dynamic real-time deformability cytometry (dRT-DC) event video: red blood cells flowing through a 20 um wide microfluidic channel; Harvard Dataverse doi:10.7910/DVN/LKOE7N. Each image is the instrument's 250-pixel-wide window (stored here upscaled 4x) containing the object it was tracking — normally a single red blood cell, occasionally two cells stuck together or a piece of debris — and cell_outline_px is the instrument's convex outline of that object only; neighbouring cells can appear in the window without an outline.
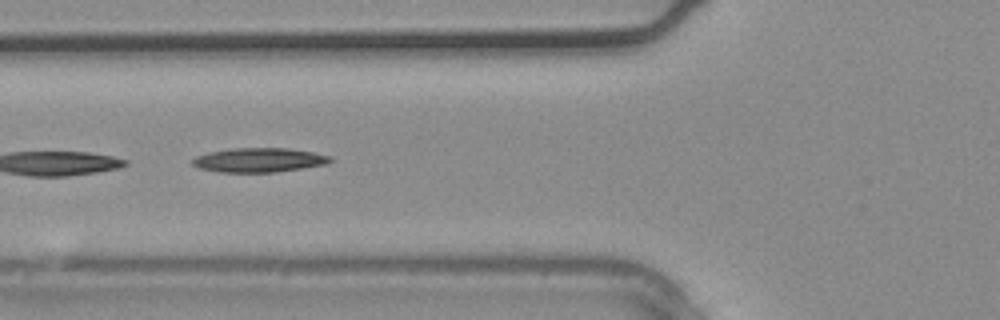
{"species": "common noctule bat (a hibernating species)", "species_latin": "Nyctalus noctula", "temperature_condition": "warm", "stored_images_in_passage": 23, "camera_frame_rate_fps": 3000, "um_per_image_px": 0.085, "animal": {"sex": "male", "body_mass_g": 20.4}, "frame": {"image": 1, "passage_image": 4, "time_ms": 1.0, "image_size_px": [1000, 320], "cell_outline_px": [[336, 160], [328, 164], [276, 172], [220, 172], [200, 168], [192, 164], [192, 160], [196, 156], [208, 152], [232, 148], [288, 148], [312, 152], [332, 156]], "centroid_in_image_um": [22.07, 13.6], "position_along_channel_um": 103.7, "area_um2": 19.59}}